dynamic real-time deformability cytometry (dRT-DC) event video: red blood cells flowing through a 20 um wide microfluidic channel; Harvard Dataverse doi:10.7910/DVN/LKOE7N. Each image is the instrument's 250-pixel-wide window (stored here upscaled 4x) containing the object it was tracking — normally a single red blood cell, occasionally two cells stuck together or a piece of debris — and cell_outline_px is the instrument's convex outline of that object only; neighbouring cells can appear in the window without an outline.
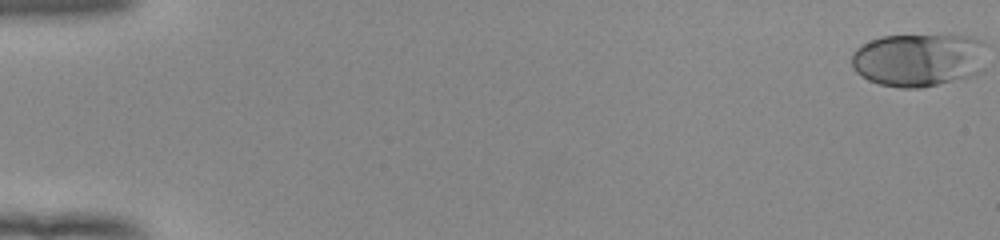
{"species": "human", "species_latin": "Homo sapiens", "temperature_condition": "room temperature", "stored_images_in_passage": 54, "camera_frame_rate_fps": 3000, "um_per_image_px": 0.085, "donor": {"sex": "female"}, "frame": {"image": 1, "passage_image": 1, "time_ms": 0.0, "image_size_px": [1000, 240], "cell_outline_px": [[984, 72], [972, 76], [920, 88], [900, 88], [880, 84], [868, 80], [860, 76], [852, 68], [852, 52], [856, 48], [880, 36], [972, 36], [984, 40]], "centroid_in_image_um": [78.1, 5.1], "position_along_channel_um": 6.9, "area_um2": 42.19}}
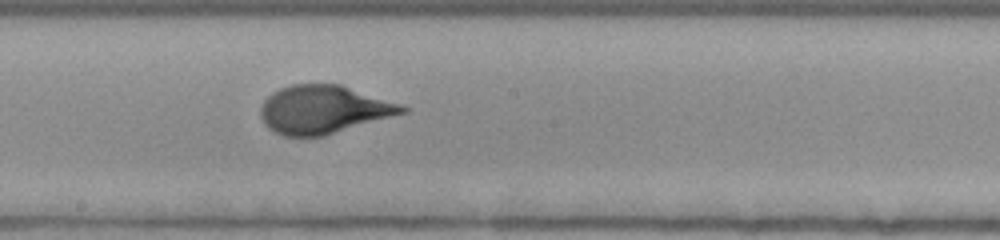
{"frame": {"image": 2, "passage_image": 31, "time_ms": 10.0, "image_size_px": [1000, 240], "cell_outline_px": [[408, 112], [324, 136], [284, 136], [268, 128], [264, 124], [260, 116], [260, 108], [264, 100], [272, 92], [280, 88], [292, 84], [340, 84], [400, 104], [408, 108]], "centroid_in_image_um": [27.48, 9.31], "position_along_channel_um": 220.7, "area_um2": 39.71}}
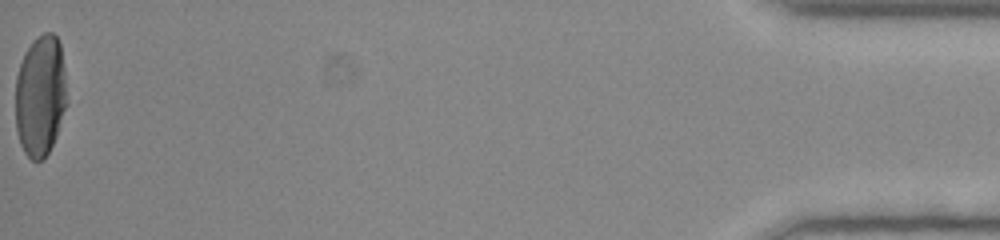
{"frame": {"image": 3, "passage_image": 54, "time_ms": 17.667, "image_size_px": [1000, 240], "cell_outline_px": [[68, 104], [56, 136], [44, 160], [32, 160], [24, 152], [20, 144], [16, 128], [16, 76], [24, 52], [44, 32], [52, 32], [56, 36], [60, 44], [64, 68]], "centroid_in_image_um": [3.45, 8.16], "position_along_channel_um": 431.8, "area_um2": 36.47}, "authors_computed_cell_mechanics": {"area_um2": 39.5641, "velocity_mm_per_s": 3.9413, "shape_relaxation_time_tau1_ms": 5.3303, "shape_relaxation_time_tau2_ms": null, "deformation_change_tau1": 0.2394, "deformation_change_tau2": null}}